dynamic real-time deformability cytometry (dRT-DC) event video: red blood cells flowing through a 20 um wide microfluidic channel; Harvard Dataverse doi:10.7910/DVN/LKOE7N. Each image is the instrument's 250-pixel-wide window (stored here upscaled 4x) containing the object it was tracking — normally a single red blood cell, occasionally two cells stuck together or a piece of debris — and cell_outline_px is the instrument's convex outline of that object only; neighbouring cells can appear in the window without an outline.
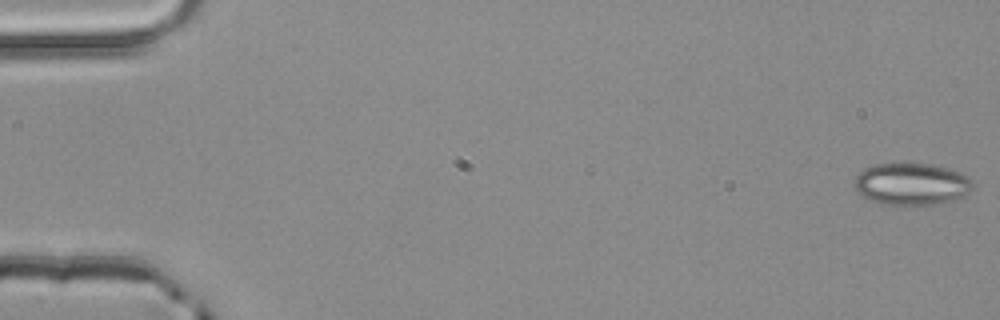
{"species": "common noctule bat (a hibernating species)", "species_latin": "Nyctalus noctula", "temperature_condition": "room temperature", "stored_images_in_passage": 5, "camera_frame_rate_fps": 3000, "um_per_image_px": 0.085, "animal": {"sex": "male", "body_mass_g": 20.4}, "frame": {"image": 1, "passage_image": 1, "time_ms": 0.0, "image_size_px": [1000, 320], "cell_outline_px": [[972, 188], [964, 196], [952, 200], [932, 204], [880, 204], [864, 196], [856, 188], [856, 176], [864, 168], [876, 164], [928, 164], [948, 168], [960, 172], [968, 176], [972, 180]], "centroid_in_image_um": [77.51, 15.63], "position_along_channel_um": 7.5, "area_um2": 28.44}}
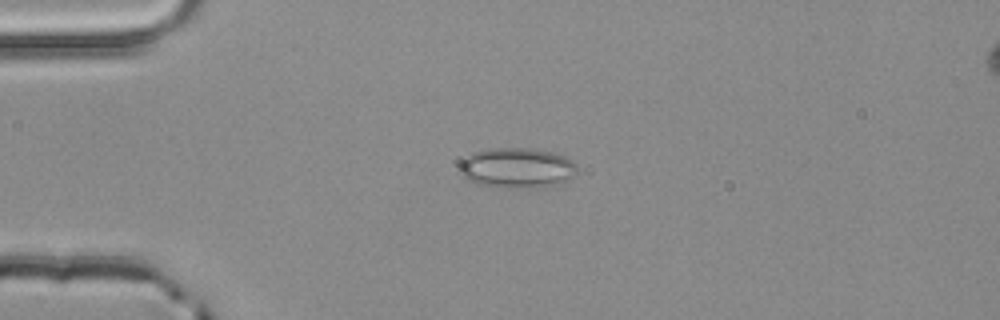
{"frame": {"image": 2, "passage_image": 4, "time_ms": 1.0, "image_size_px": [1000, 320], "cell_outline_px": [[576, 176], [568, 180], [552, 184], [516, 188], [496, 188], [476, 184], [460, 176], [456, 172], [464, 156], [472, 152], [492, 148], [532, 148], [552, 152], [564, 156], [572, 160], [576, 164]], "centroid_in_image_um": [43.85, 14.26], "position_along_channel_um": 41.1, "area_um2": 27.92}}